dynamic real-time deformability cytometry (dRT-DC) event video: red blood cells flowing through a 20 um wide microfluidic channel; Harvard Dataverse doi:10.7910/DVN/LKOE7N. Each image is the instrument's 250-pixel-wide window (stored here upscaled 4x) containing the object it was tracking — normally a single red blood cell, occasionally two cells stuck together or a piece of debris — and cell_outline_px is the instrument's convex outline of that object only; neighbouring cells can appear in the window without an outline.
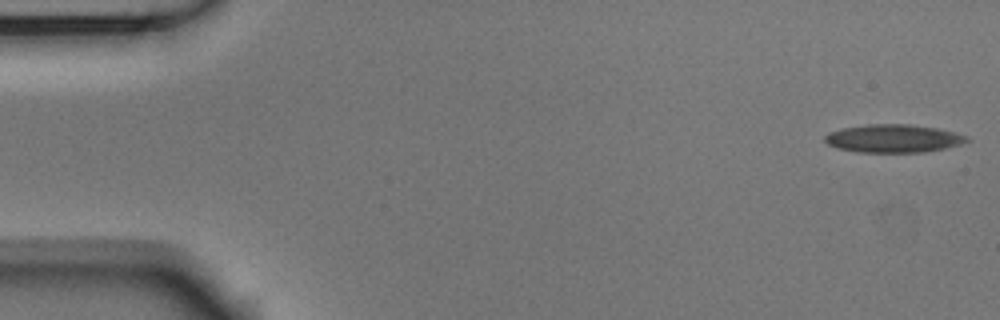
{"species": "Egyptian fruit bat (a non-hibernating species)", "species_latin": "Rousettus aegyptiacus", "temperature_condition": "room temperature", "stored_images_in_passage": 51, "camera_frame_rate_fps": 3000, "um_per_image_px": 0.085, "animal": {"sex": "male"}, "frame": {"image": 1, "passage_image": 1, "time_ms": 0.0, "image_size_px": [1000, 320], "cell_outline_px": [[972, 140], [960, 144], [944, 148], [924, 152], [856, 152], [840, 148], [828, 144], [824, 140], [824, 136], [828, 132], [844, 128], [868, 124], [912, 124], [936, 128], [968, 136]], "centroid_in_image_um": [75.94, 11.76], "position_along_channel_um": 9.1, "area_um2": 23.12}}
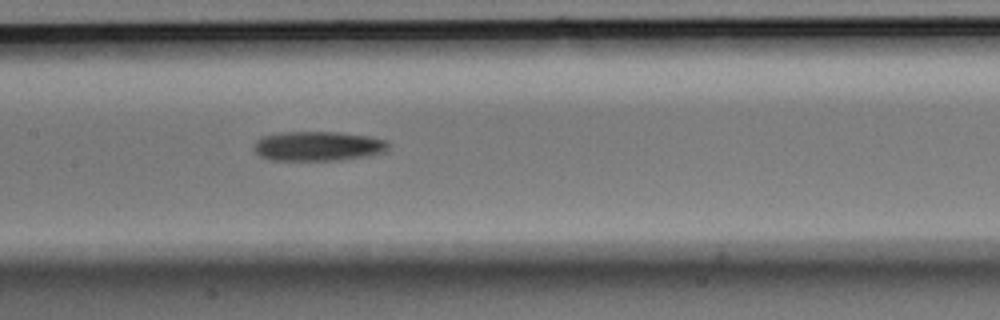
{"frame": {"image": 2, "passage_image": 25, "time_ms": 8.0, "image_size_px": [1000, 320], "cell_outline_px": [[392, 144], [384, 152], [368, 156], [340, 160], [272, 160], [260, 156], [252, 148], [252, 144], [256, 140], [264, 136], [288, 132], [336, 132], [368, 136], [388, 140]], "centroid_in_image_um": [27.06, 12.42], "position_along_channel_um": 180.3, "area_um2": 23.29}}
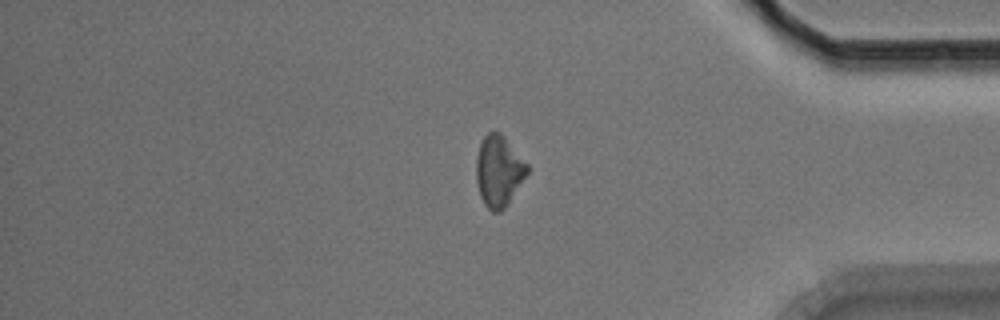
{"frame": {"image": 3, "passage_image": 44, "time_ms": 14.333, "image_size_px": [1000, 320], "cell_outline_px": [[528, 172], [504, 208], [500, 212], [492, 212], [484, 204], [480, 196], [476, 180], [476, 156], [480, 144], [484, 136], [488, 132], [500, 132], [504, 136], [528, 164]], "centroid_in_image_um": [42.37, 14.53], "position_along_channel_um": 392.8, "area_um2": 20.92}}